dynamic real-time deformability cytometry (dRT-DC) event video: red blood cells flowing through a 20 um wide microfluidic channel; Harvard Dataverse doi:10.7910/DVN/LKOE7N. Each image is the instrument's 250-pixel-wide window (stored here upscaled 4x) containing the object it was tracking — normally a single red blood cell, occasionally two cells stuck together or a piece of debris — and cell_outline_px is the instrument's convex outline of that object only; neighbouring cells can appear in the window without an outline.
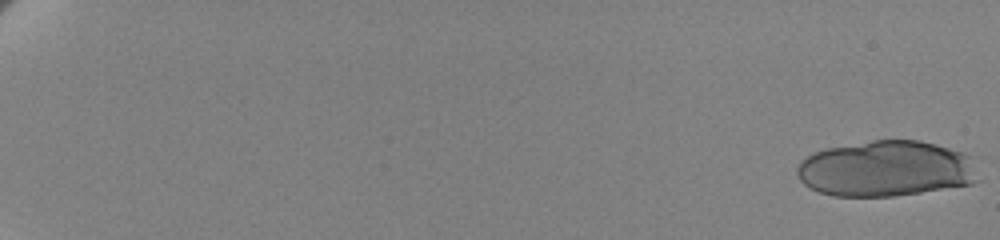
{"species": "human", "species_latin": "Homo sapiens", "temperature_condition": "cold", "stored_images_in_passage": 26, "camera_frame_rate_fps": 3000, "um_per_image_px": 0.085, "donor": {"sex": "female"}, "frame": {"image": 1, "passage_image": 1, "time_ms": 0.0, "image_size_px": [1000, 240], "cell_outline_px": [[984, 180], [972, 184], [920, 192], [892, 196], [832, 196], [820, 192], [804, 184], [800, 180], [796, 172], [796, 168], [800, 160], [824, 148], [872, 140], [920, 140], [936, 144], [964, 152], [972, 156]], "centroid_in_image_um": [75.39, 14.33], "position_along_channel_um": 9.6, "area_um2": 59.77}}